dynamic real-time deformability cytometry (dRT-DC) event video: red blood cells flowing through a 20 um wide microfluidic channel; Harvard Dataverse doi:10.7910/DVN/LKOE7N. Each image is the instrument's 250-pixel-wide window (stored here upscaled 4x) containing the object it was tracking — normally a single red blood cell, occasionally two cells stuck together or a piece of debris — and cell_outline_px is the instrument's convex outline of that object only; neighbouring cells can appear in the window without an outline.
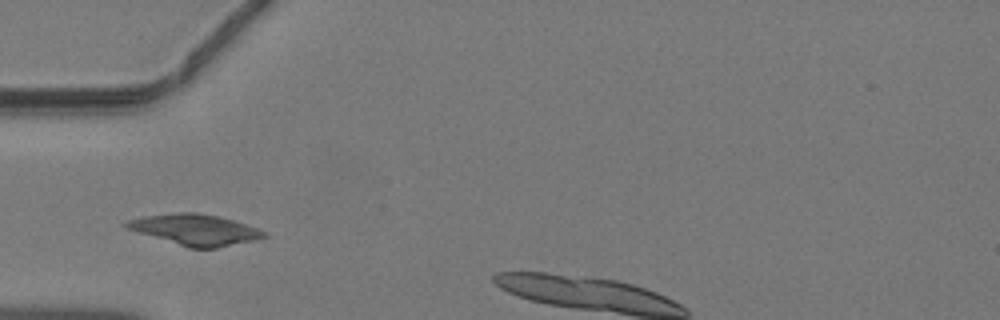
{"species": "common noctule bat (a hibernating species)", "species_latin": "Nyctalus noctula", "temperature_condition": "warm", "stored_images_in_passage": 31, "camera_frame_rate_fps": 3000, "um_per_image_px": 0.085, "animal": {"sex": "male", "body_mass_g": 19.2, "forearm_length_mm": 51.8}, "frame": {"image": 1, "passage_image": 7, "time_ms": 2.0, "image_size_px": [1000, 320], "cell_outline_px": [[268, 236], [256, 240], [216, 248], [188, 248], [124, 228], [120, 224], [128, 220], [144, 216], [180, 212], [196, 212], [216, 216], [232, 220], [268, 232]], "centroid_in_image_um": [16.55, 19.53], "position_along_channel_um": 68.5, "area_um2": 24.8}}
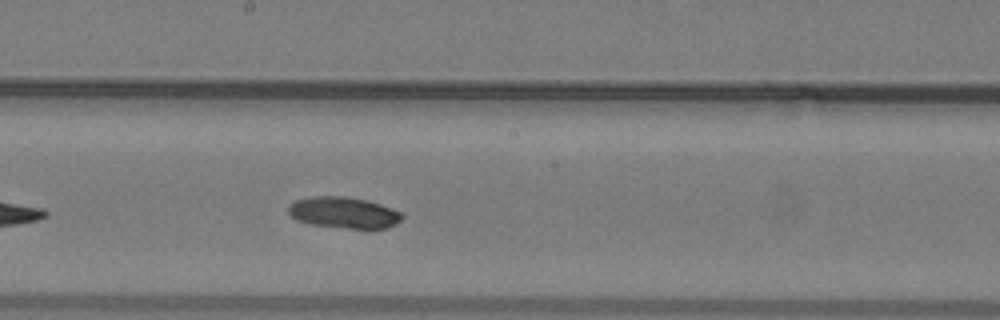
{"frame": {"image": 2, "passage_image": 17, "time_ms": 5.333, "image_size_px": [1000, 320], "cell_outline_px": [[404, 216], [396, 224], [384, 228], [348, 228], [308, 224], [296, 220], [288, 212], [288, 204], [296, 200], [312, 196], [344, 196], [368, 200], [404, 212]], "centroid_in_image_um": [29.22, 18.06], "position_along_channel_um": 219.0, "area_um2": 20.87}}
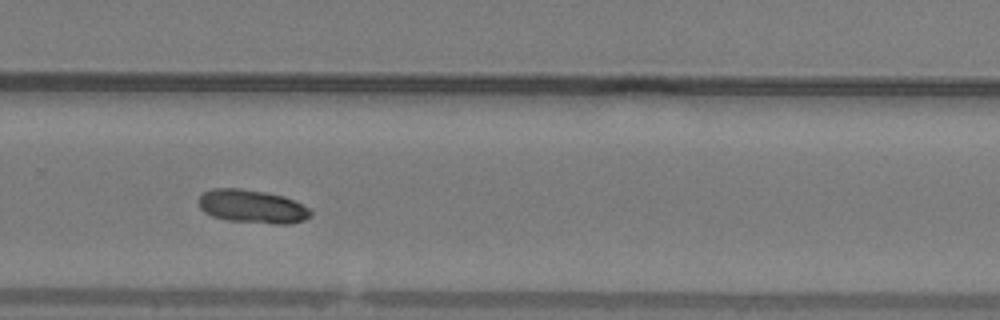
{"frame": {"image": 3, "passage_image": 23, "time_ms": 7.333, "image_size_px": [1000, 320], "cell_outline_px": [[312, 216], [304, 220], [288, 224], [276, 224], [228, 220], [212, 216], [204, 212], [200, 208], [200, 196], [204, 192], [212, 188], [240, 188], [264, 192], [284, 196], [308, 208], [312, 212]], "centroid_in_image_um": [21.44, 17.55], "position_along_channel_um": 308.4, "area_um2": 21.62}}